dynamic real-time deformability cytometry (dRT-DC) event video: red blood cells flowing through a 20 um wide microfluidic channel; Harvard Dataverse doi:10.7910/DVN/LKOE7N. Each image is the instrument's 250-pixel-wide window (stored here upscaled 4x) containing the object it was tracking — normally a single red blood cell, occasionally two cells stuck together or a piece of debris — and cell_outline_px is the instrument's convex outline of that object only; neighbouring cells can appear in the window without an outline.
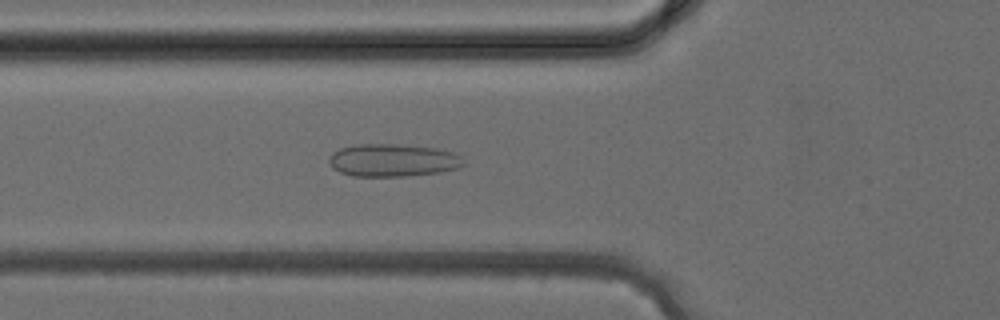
{"species": "common noctule bat (a hibernating species)", "species_latin": "Nyctalus noctula", "temperature_condition": "cold", "stored_images_in_passage": 36, "camera_frame_rate_fps": 3000, "um_per_image_px": 0.085, "animal": {"sex": "female", "body_mass_g": 24.6, "forearm_length_mm": 56.2}, "frame": {"image": 1, "passage_image": 12, "time_ms": 3.667, "image_size_px": [1000, 320], "cell_outline_px": [[464, 164], [460, 168], [440, 172], [404, 176], [352, 176], [340, 172], [332, 168], [328, 160], [332, 152], [340, 148], [356, 144], [392, 144], [436, 148], [452, 152], [460, 156]], "centroid_in_image_um": [33.36, 13.62], "position_along_channel_um": 92.4, "area_um2": 25.61}}
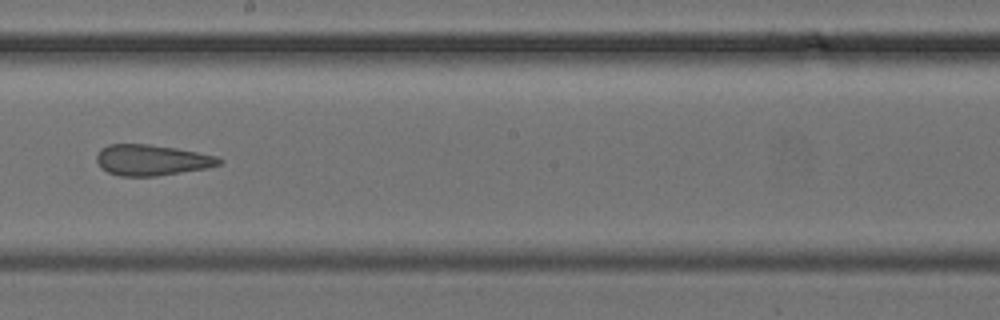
{"frame": {"image": 2, "passage_image": 20, "time_ms": 6.333, "image_size_px": [1000, 320], "cell_outline_px": [[224, 160], [220, 164], [208, 168], [156, 176], [120, 176], [108, 172], [100, 168], [96, 160], [96, 156], [100, 148], [108, 144], [148, 144], [176, 148], [216, 156]], "centroid_in_image_um": [12.87, 13.6], "position_along_channel_um": 235.3, "area_um2": 22.08}}
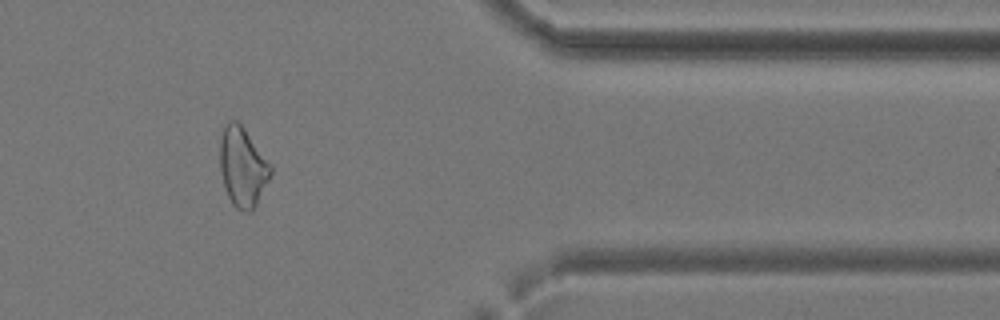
{"frame": {"image": 3, "passage_image": 30, "time_ms": 9.667, "image_size_px": [1000, 320], "cell_outline_px": [[272, 172], [252, 212], [248, 212], [236, 208], [232, 204], [228, 196], [220, 172], [220, 140], [224, 124], [228, 120], [236, 120], [244, 128], [272, 164]], "centroid_in_image_um": [20.62, 14.16], "position_along_channel_um": 390.8, "area_um2": 23.47}}